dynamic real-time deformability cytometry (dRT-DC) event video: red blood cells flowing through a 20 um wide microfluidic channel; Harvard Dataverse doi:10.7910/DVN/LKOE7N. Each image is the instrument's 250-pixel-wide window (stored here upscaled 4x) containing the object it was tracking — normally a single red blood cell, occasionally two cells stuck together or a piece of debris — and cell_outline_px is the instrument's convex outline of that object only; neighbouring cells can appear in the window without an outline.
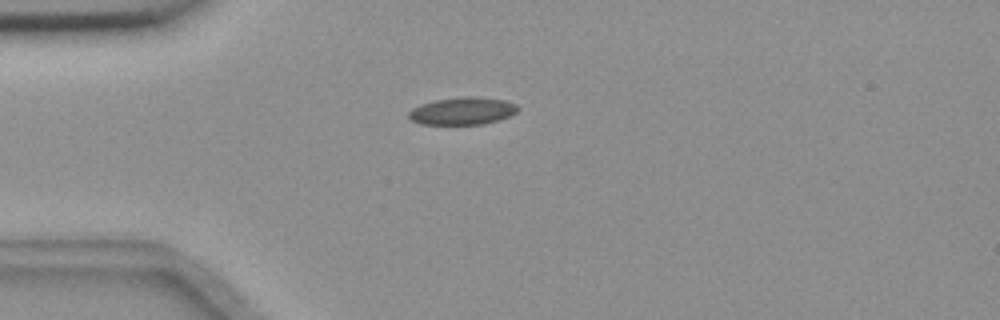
{"species": "common noctule bat (a hibernating species)", "species_latin": "Nyctalus noctula", "temperature_condition": "room temperature", "stored_images_in_passage": 2, "camera_frame_rate_fps": 3000, "um_per_image_px": 0.085, "animal": {"sex": "female", "body_mass_g": 18.4}, "frame": {"image": 1, "passage_image": 1, "time_ms": 0.0, "image_size_px": [1000, 320], "cell_outline_px": [[520, 108], [516, 112], [508, 116], [484, 124], [420, 124], [412, 120], [408, 116], [408, 112], [412, 108], [436, 100], [468, 96], [476, 96], [504, 100], [516, 104]], "centroid_in_image_um": [39.32, 9.43], "position_along_channel_um": 45.7, "area_um2": 17.22}}